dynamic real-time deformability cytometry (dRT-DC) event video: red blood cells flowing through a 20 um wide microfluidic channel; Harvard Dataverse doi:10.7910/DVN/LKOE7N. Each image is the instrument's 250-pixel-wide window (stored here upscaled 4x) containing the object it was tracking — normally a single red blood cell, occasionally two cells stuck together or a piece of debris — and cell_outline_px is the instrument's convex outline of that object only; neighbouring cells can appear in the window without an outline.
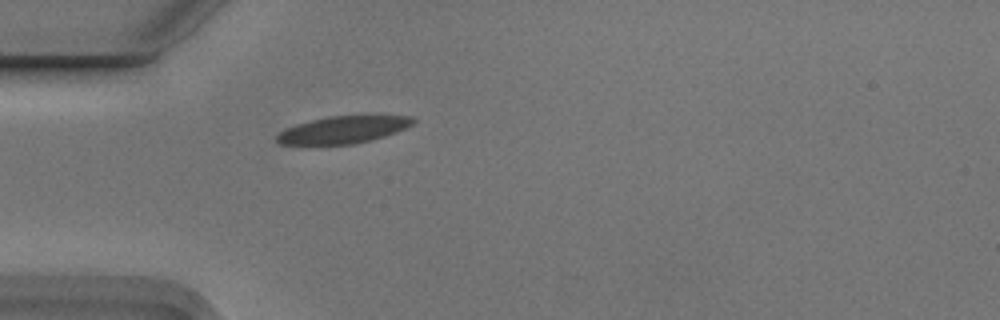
{"species": "Egyptian fruit bat (a non-hibernating species)", "species_latin": "Rousettus aegyptiacus", "temperature_condition": "cold", "stored_images_in_passage": 1, "camera_frame_rate_fps": 3000, "um_per_image_px": 0.085, "animal": {"sex": "male"}, "frame": {"image": 1, "passage_image": 1, "time_ms": 0.0, "image_size_px": [1000, 320], "cell_outline_px": [[416, 120], [412, 124], [396, 132], [384, 136], [352, 144], [280, 144], [276, 140], [276, 136], [280, 132], [296, 124], [328, 116], [412, 116]], "centroid_in_image_um": [29.16, 11.02], "position_along_channel_um": 55.8, "area_um2": 21.1}}